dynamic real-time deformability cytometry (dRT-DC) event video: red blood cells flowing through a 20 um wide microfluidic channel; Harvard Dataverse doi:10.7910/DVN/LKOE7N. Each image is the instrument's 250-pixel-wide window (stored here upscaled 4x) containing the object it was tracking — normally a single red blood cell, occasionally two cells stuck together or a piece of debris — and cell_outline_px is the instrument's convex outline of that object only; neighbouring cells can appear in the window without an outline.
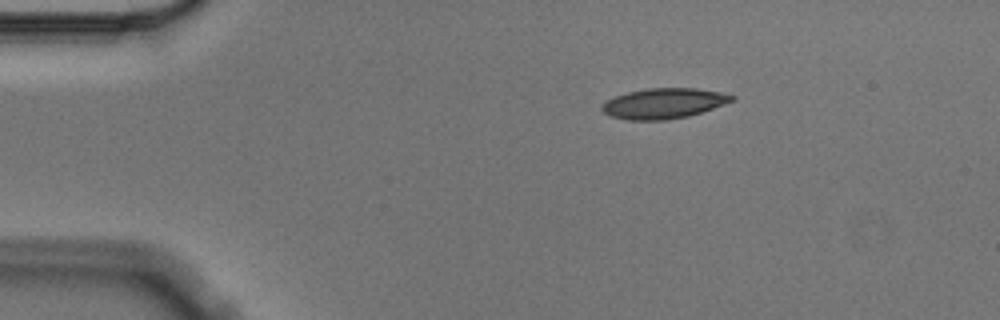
{"species": "Egyptian fruit bat (a non-hibernating species)", "species_latin": "Rousettus aegyptiacus", "temperature_condition": "cold", "stored_images_in_passage": 5, "camera_frame_rate_fps": 3000, "um_per_image_px": 0.085, "animal": {"sex": "male"}, "frame": {"image": 1, "passage_image": 5, "time_ms": 1.333, "image_size_px": [1000, 320], "cell_outline_px": [[736, 100], [688, 116], [664, 120], [628, 120], [612, 116], [604, 112], [600, 108], [600, 104], [616, 96], [628, 92], [648, 88], [696, 88], [720, 92], [736, 96]], "centroid_in_image_um": [56.42, 8.78], "position_along_channel_um": 28.6, "area_um2": 22.83}}